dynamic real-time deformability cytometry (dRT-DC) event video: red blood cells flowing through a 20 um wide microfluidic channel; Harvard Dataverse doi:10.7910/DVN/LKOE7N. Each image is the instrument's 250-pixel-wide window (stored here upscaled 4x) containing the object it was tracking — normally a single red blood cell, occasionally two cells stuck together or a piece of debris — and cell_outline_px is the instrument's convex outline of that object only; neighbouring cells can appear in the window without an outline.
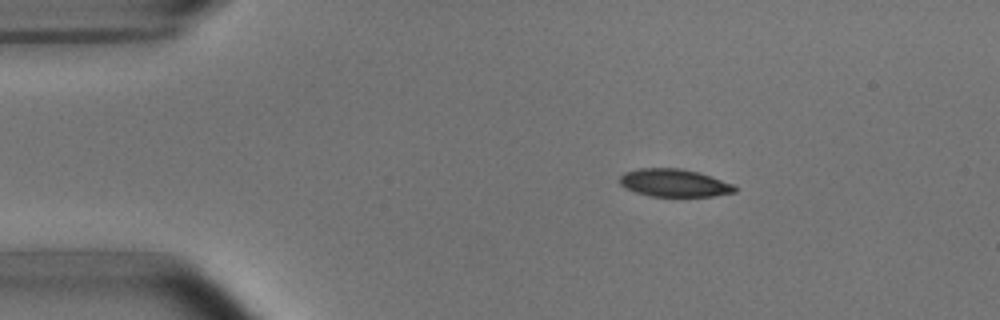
{"species": "common noctule bat (a hibernating species)", "species_latin": "Nyctalus noctula", "temperature_condition": "room temperature", "stored_images_in_passage": 4, "camera_frame_rate_fps": 3000, "um_per_image_px": 0.085, "animal": {"sex": "male", "body_mass_g": 15.6}, "frame": {"image": 1, "passage_image": 1, "time_ms": 0.0, "image_size_px": [1000, 320], "cell_outline_px": [[736, 192], [712, 196], [652, 196], [636, 192], [624, 188], [620, 184], [620, 176], [624, 172], [640, 168], [680, 168], [700, 172], [712, 176], [732, 184], [736, 188]], "centroid_in_image_um": [57.3, 15.54], "position_along_channel_um": 27.7, "area_um2": 18.61}}
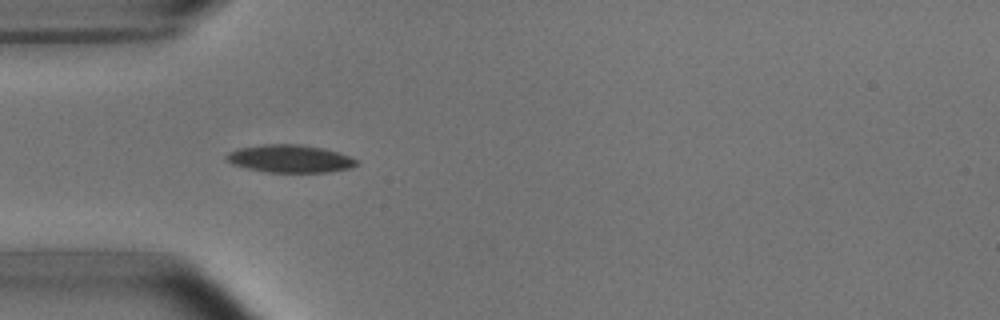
{"frame": {"image": 2, "passage_image": 3, "time_ms": 2.333, "image_size_px": [1000, 320], "cell_outline_px": [[360, 164], [352, 168], [328, 172], [268, 172], [248, 168], [232, 164], [224, 160], [224, 156], [228, 152], [236, 148], [264, 144], [300, 144], [324, 148], [360, 160]], "centroid_in_image_um": [24.64, 13.48], "position_along_channel_um": 60.4, "area_um2": 21.27}}